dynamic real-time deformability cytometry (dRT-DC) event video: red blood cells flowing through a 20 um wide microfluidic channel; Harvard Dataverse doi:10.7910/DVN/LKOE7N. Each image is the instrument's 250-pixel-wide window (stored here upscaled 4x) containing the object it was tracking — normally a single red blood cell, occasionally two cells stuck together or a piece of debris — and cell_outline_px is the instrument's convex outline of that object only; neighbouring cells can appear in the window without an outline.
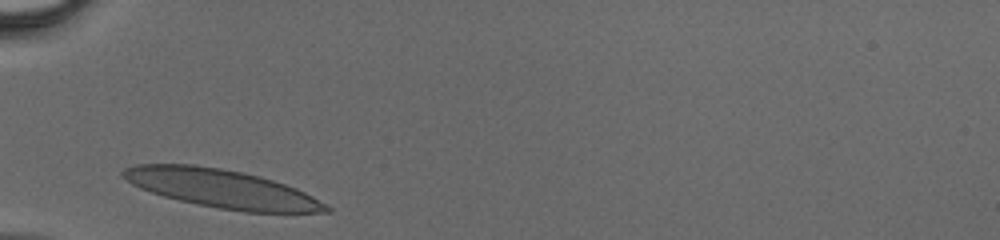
{"species": "human", "species_latin": "Homo sapiens", "temperature_condition": "cold", "stored_images_in_passage": 23, "camera_frame_rate_fps": 3000, "um_per_image_px": 0.085, "donor": {"sex": "male"}, "frame": {"image": 1, "passage_image": 1, "time_ms": 0.0, "image_size_px": [1000, 240], "cell_outline_px": [[332, 212], [244, 212], [220, 208], [180, 200], [164, 196], [140, 188], [132, 184], [120, 176], [120, 172], [124, 168], [136, 164], [192, 164], [220, 168], [244, 172], [260, 176], [296, 188], [312, 196], [332, 208]], "centroid_in_image_um": [18.82, 16.02], "position_along_channel_um": 66.2, "area_um2": 45.14}}
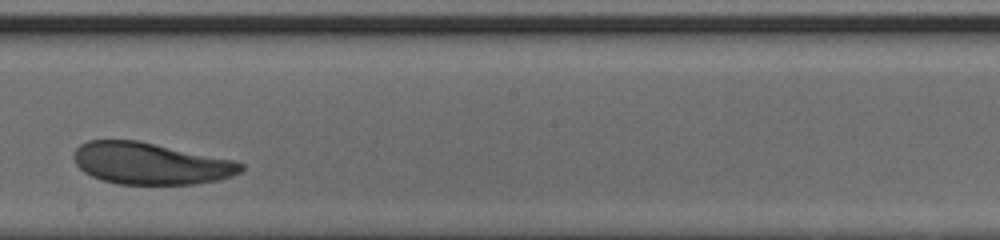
{"frame": {"image": 2, "passage_image": 13, "time_ms": 4.0, "image_size_px": [1000, 240], "cell_outline_px": [[244, 168], [240, 172], [232, 176], [220, 180], [196, 184], [120, 184], [100, 180], [84, 172], [76, 164], [72, 156], [76, 148], [80, 144], [88, 140], [140, 140], [236, 160], [244, 164]], "centroid_in_image_um": [12.82, 13.89], "position_along_channel_um": 235.4, "area_um2": 41.15}}
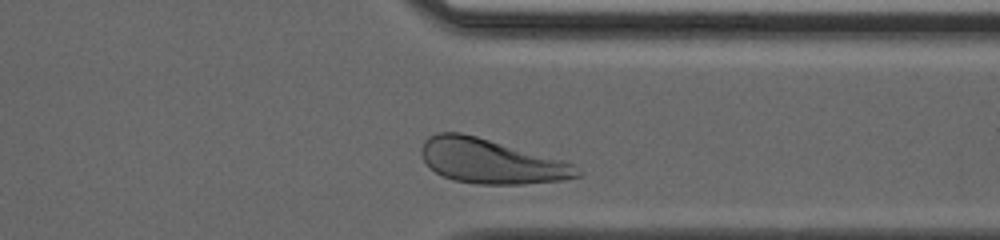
{"frame": {"image": 3, "passage_image": 22, "time_ms": 7.0, "image_size_px": [1000, 240], "cell_outline_px": [[584, 172], [580, 176], [560, 180], [520, 184], [476, 184], [452, 180], [436, 172], [424, 160], [420, 152], [420, 148], [424, 140], [428, 136], [436, 132], [460, 132], [476, 136], [564, 160], [576, 164]], "centroid_in_image_um": [41.75, 13.7], "position_along_channel_um": 369.7, "area_um2": 40.52}}